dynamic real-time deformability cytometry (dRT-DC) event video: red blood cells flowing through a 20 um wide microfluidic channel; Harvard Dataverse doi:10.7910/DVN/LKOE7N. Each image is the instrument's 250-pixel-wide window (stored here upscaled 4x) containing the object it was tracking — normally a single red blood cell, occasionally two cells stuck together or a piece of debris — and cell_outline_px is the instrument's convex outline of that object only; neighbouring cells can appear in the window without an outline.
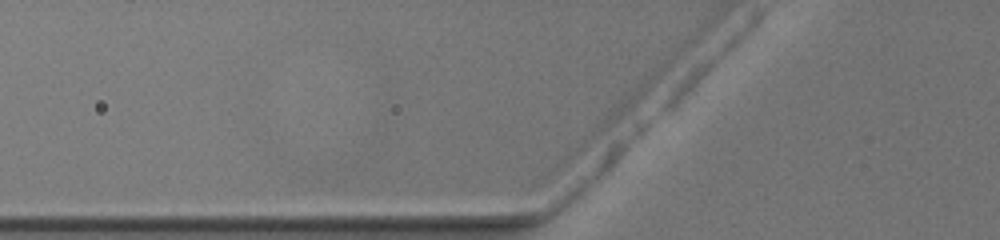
{"species": "common noctule bat (a hibernating species)", "species_latin": "Nyctalus noctula", "temperature_condition": "warm", "stored_images_in_passage": 3, "camera_frame_rate_fps": 3000, "um_per_image_px": 0.085, "animal": {"sex": "female", "body_mass_g": 19.5, "forearm_length_mm": 54.1}, "frame": {"image": 1, "passage_image": 2, "time_ms": 0.333, "image_size_px": [1000, 240], "cell_outline_px": [[664, 76], [564, 176], [548, 180], [548, 168], [552, 164], [648, 76], [660, 68], [664, 68]], "centroid_in_image_um": [51.2, 10.84], "position_along_channel_um": 74.6, "area_um2": 15.37}}